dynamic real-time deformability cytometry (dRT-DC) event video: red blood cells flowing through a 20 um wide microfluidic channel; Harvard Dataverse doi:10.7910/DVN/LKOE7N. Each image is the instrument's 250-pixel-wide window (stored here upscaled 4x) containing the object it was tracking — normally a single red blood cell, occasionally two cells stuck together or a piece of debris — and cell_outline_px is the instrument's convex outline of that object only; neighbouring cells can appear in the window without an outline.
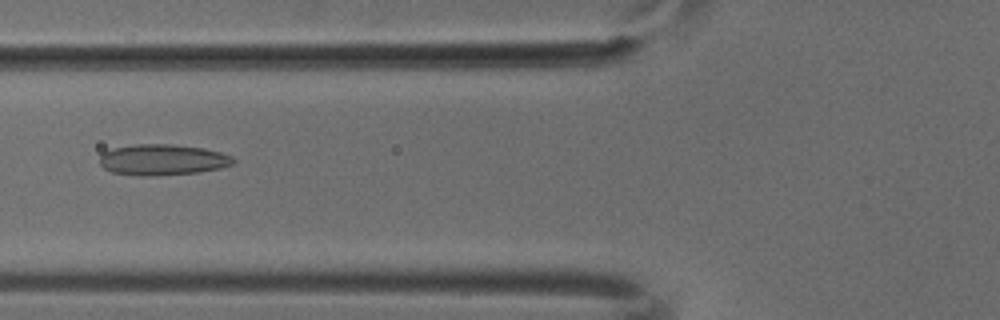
{"species": "common noctule bat (a hibernating species)", "species_latin": "Nyctalus noctula", "temperature_condition": "cold", "stored_images_in_passage": 50, "camera_frame_rate_fps": 3000, "um_per_image_px": 0.085, "animal": {"sex": "male", "body_mass_g": 18.8}, "frame": {"image": 1, "passage_image": 19, "time_ms": 6.0, "image_size_px": [1000, 320], "cell_outline_px": [[236, 160], [232, 164], [220, 168], [196, 172], [156, 176], [112, 172], [104, 168], [100, 164], [100, 156], [104, 152], [112, 148], [136, 144], [172, 144], [204, 148], [220, 152], [232, 156]], "centroid_in_image_um": [13.83, 13.56], "position_along_channel_um": 112.0, "area_um2": 23.87}}
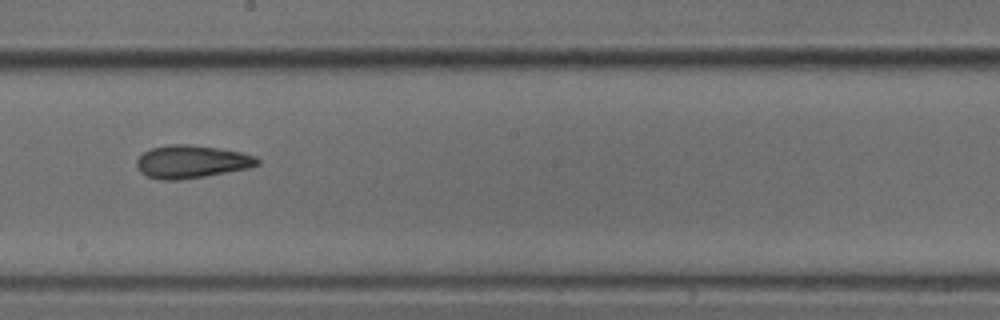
{"frame": {"image": 2, "passage_image": 28, "time_ms": 9.0, "image_size_px": [1000, 320], "cell_outline_px": [[260, 164], [248, 168], [204, 176], [180, 180], [160, 180], [148, 176], [140, 172], [136, 168], [136, 160], [144, 152], [152, 148], [168, 144], [188, 144], [216, 148], [240, 152], [256, 156], [260, 160]], "centroid_in_image_um": [16.26, 13.74], "position_along_channel_um": 231.9, "area_um2": 23.06}}
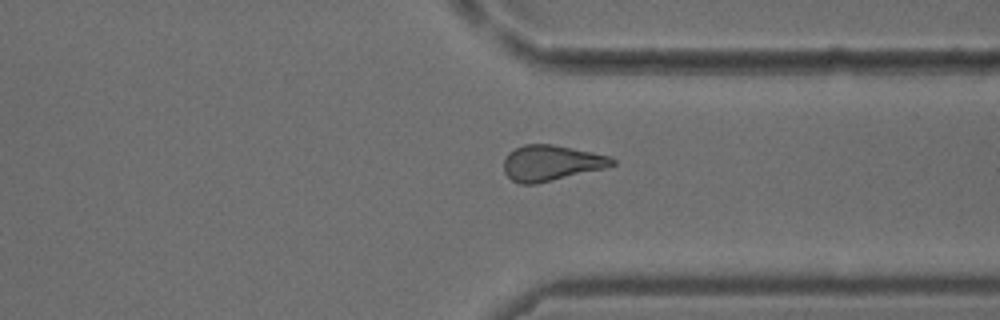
{"frame": {"image": 3, "passage_image": 38, "time_ms": 12.333, "image_size_px": [1000, 320], "cell_outline_px": [[616, 164], [604, 168], [536, 184], [520, 184], [512, 180], [504, 172], [504, 160], [508, 152], [524, 144], [552, 144], [592, 152], [608, 156], [616, 160]], "centroid_in_image_um": [46.83, 13.85], "position_along_channel_um": 364.6, "area_um2": 22.37}}